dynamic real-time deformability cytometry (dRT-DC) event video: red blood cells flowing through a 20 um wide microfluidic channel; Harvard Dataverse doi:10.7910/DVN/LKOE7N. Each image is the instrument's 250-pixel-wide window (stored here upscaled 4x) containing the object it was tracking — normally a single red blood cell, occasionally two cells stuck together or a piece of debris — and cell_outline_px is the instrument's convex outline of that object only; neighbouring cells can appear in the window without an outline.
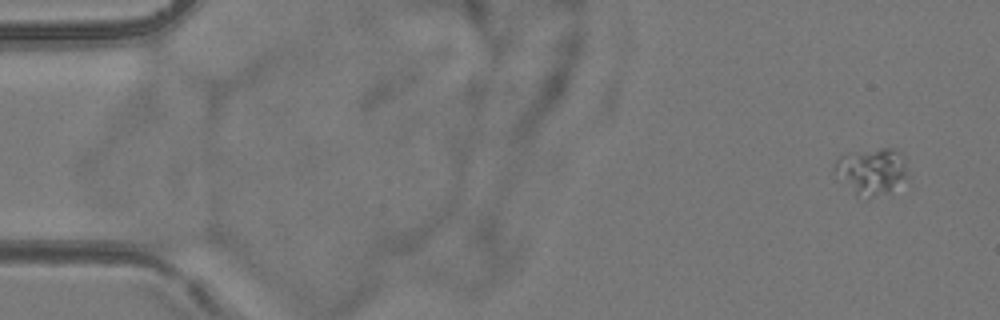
{"species": "common noctule bat (a hibernating species)", "species_latin": "Nyctalus noctula", "temperature_condition": "room temperature", "stored_images_in_passage": 5, "camera_frame_rate_fps": 3000, "um_per_image_px": 0.085, "animal": {"sex": "female", "body_mass_g": 24.6, "forearm_length_mm": 56.2}, "frame": {"image": 1, "passage_image": 1, "time_ms": 0.0, "image_size_px": [1000, 320], "cell_outline_px": [[908, 176], [888, 192], [872, 196], [868, 196], [856, 192], [832, 168], [836, 160], [840, 156], [848, 152], [880, 148], [896, 148], [900, 152], [908, 168]], "centroid_in_image_um": [74.13, 14.46], "position_along_channel_um": 10.9, "area_um2": 19.13}}